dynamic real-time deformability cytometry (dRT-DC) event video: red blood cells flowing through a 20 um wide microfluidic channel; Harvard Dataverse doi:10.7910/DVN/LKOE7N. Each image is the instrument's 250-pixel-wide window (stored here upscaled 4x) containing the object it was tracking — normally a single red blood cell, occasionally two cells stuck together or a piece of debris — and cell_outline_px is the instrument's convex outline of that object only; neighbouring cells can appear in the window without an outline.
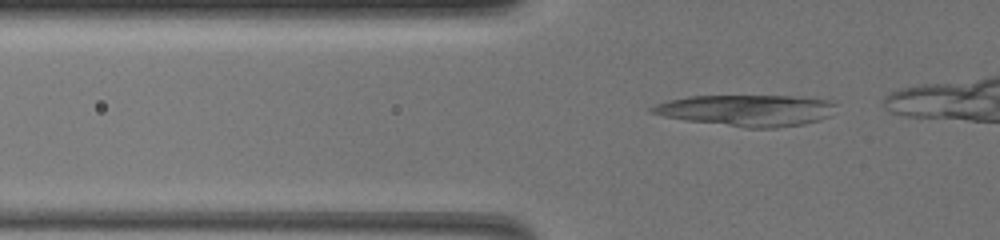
{"species": "common noctule bat (a hibernating species)", "species_latin": "Nyctalus noctula", "temperature_condition": "warm", "stored_images_in_passage": 14, "camera_frame_rate_fps": 3000, "um_per_image_px": 0.085, "animal": {"sex": "female", "body_mass_g": 19.5, "forearm_length_mm": 54.1}, "frame": {"image": 1, "passage_image": 2, "time_ms": 0.333, "image_size_px": [1000, 240], "cell_outline_px": [[836, 104], [828, 116], [820, 120], [804, 124], [776, 128], [744, 128], [684, 120], [664, 116], [648, 112], [648, 108], [656, 104], [668, 100], [688, 96], [792, 96], [828, 100]], "centroid_in_image_um": [63.41, 9.39], "position_along_channel_um": 62.4, "area_um2": 33.7}}
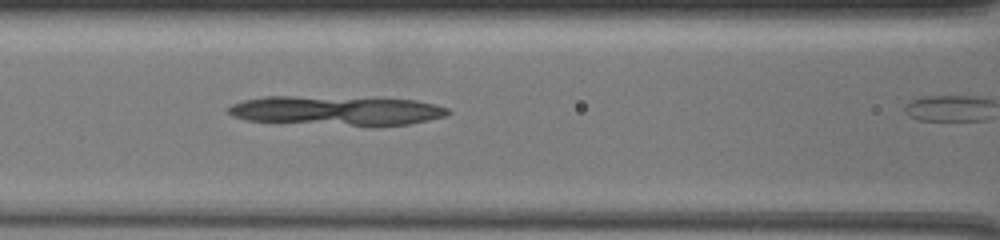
{"frame": {"image": 2, "passage_image": 10, "time_ms": 3.0, "image_size_px": [1000, 240], "cell_outline_px": [[452, 112], [444, 116], [428, 120], [408, 124], [376, 128], [368, 128], [276, 124], [244, 120], [232, 116], [224, 108], [232, 104], [244, 100], [264, 96], [384, 96], [416, 100], [448, 108]], "centroid_in_image_um": [28.58, 9.43], "position_along_channel_um": 138.0, "area_um2": 40.81}}
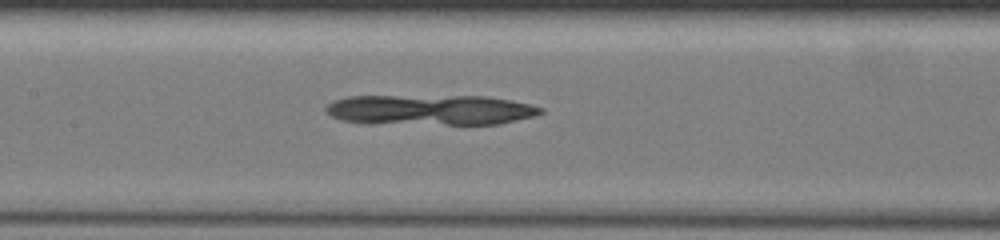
{"frame": {"image": 3, "passage_image": 13, "time_ms": 4.0, "image_size_px": [1000, 240], "cell_outline_px": [[544, 112], [536, 116], [500, 124], [360, 124], [340, 120], [324, 112], [324, 108], [328, 104], [336, 100], [348, 96], [488, 96], [512, 100], [532, 104], [544, 108]], "centroid_in_image_um": [36.58, 9.35], "position_along_channel_um": 170.8, "area_um2": 38.78}}